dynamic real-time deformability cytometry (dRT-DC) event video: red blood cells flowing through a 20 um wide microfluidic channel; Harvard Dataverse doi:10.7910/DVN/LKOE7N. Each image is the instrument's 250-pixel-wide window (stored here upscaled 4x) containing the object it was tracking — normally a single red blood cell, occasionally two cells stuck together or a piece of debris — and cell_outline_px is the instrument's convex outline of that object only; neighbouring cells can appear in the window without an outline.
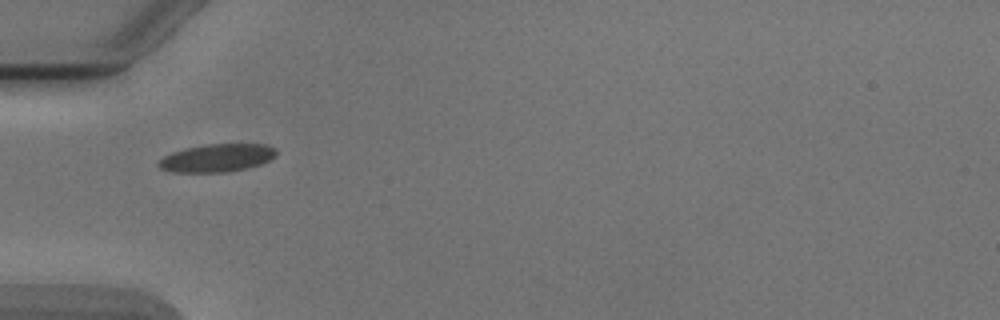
{"species": "Egyptian fruit bat (a non-hibernating species)", "species_latin": "Rousettus aegyptiacus", "temperature_condition": "cold", "stored_images_in_passage": 2, "camera_frame_rate_fps": 3000, "um_per_image_px": 0.085, "animal": {"sex": "male"}, "frame": {"image": 1, "passage_image": 1, "time_ms": 0.0, "image_size_px": [1000, 320], "cell_outline_px": [[276, 156], [260, 164], [244, 168], [224, 172], [172, 172], [160, 168], [156, 164], [164, 156], [172, 152], [204, 144], [264, 144], [276, 148]], "centroid_in_image_um": [18.43, 13.42], "position_along_channel_um": 66.6, "area_um2": 18.96}}
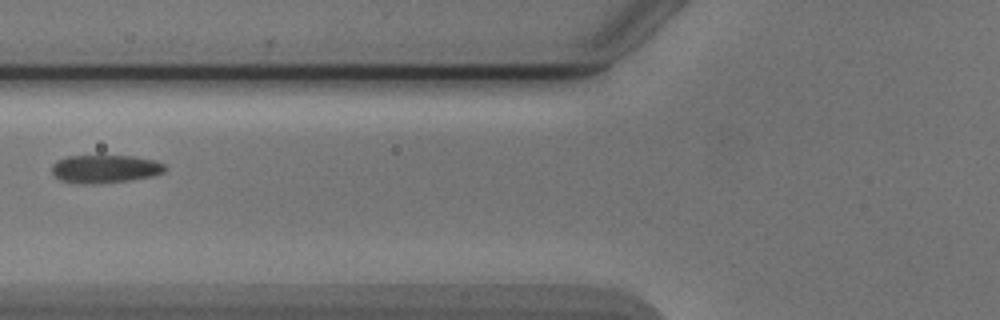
{"frame": {"image": 2, "passage_image": 2, "time_ms": 1.333, "image_size_px": [1000, 320], "cell_outline_px": [[168, 168], [164, 172], [152, 176], [128, 180], [92, 184], [76, 184], [60, 180], [52, 172], [52, 164], [56, 160], [68, 156], [136, 156], [156, 160], [164, 164]], "centroid_in_image_um": [8.93, 14.35], "position_along_channel_um": 116.9, "area_um2": 18.67}}